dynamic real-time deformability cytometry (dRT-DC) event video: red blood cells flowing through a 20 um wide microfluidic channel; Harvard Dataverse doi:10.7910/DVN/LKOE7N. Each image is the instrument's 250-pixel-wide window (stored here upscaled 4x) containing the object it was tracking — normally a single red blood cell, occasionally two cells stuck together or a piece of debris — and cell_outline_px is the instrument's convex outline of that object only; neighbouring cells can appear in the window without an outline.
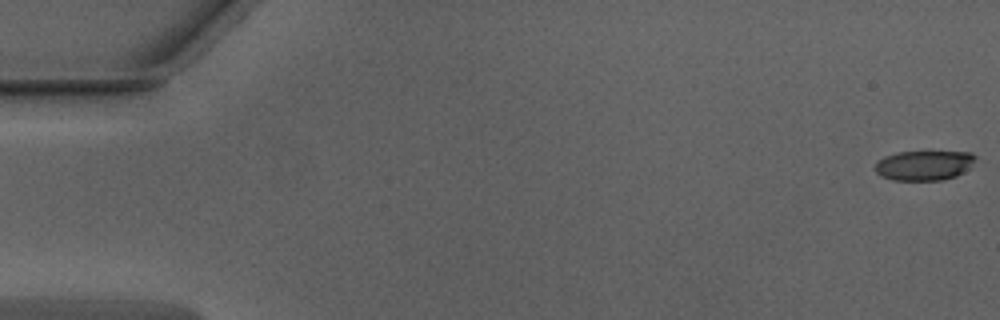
{"species": "Egyptian fruit bat (a non-hibernating species)", "species_latin": "Rousettus aegyptiacus", "temperature_condition": "warm", "stored_images_in_passage": 53, "camera_frame_rate_fps": 3000, "um_per_image_px": 0.085, "animal": {"sex": "male"}, "frame": {"image": 1, "passage_image": 1, "time_ms": 0.0, "image_size_px": [1000, 320], "cell_outline_px": [[976, 156], [972, 164], [964, 172], [956, 176], [940, 180], [892, 180], [880, 176], [876, 172], [876, 160], [884, 156], [896, 152], [972, 152]], "centroid_in_image_um": [78.52, 14.05], "position_along_channel_um": 6.5, "area_um2": 17.46}}
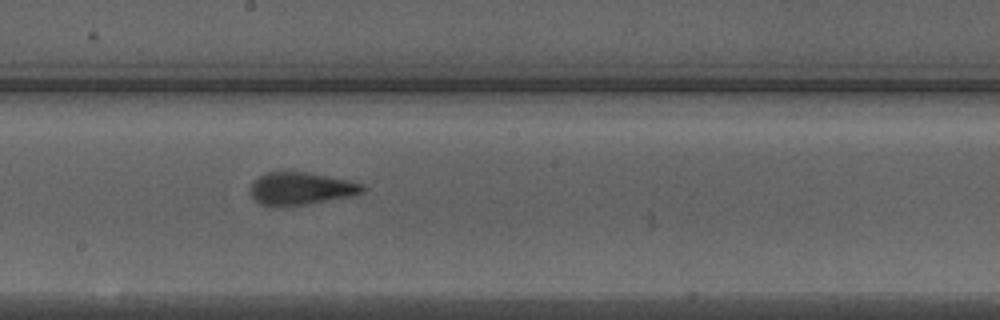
{"frame": {"image": 2, "passage_image": 29, "time_ms": 9.333, "image_size_px": [1000, 320], "cell_outline_px": [[364, 192], [352, 196], [304, 204], [276, 208], [272, 208], [260, 204], [252, 196], [252, 180], [264, 172], [308, 172], [348, 180], [364, 184]], "centroid_in_image_um": [25.55, 16.03], "position_along_channel_um": 222.7, "area_um2": 21.44}}
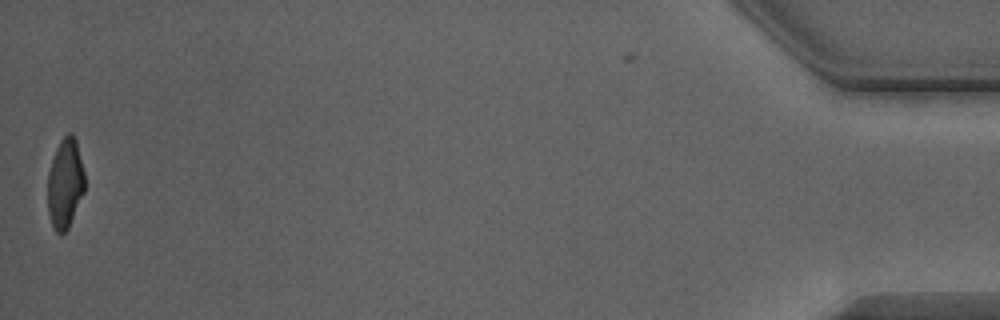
{"frame": {"image": 3, "passage_image": 52, "time_ms": 17.0, "image_size_px": [1000, 320], "cell_outline_px": [[84, 192], [68, 228], [60, 236], [56, 232], [52, 224], [48, 212], [48, 172], [56, 148], [60, 140], [68, 132], [72, 132], [76, 140], [84, 172]], "centroid_in_image_um": [5.53, 15.59], "position_along_channel_um": 429.7, "area_um2": 19.31}, "authors_computed_cell_mechanics": {"area_um2": 20.808, "velocity_mm_per_s": 4.0021, "shape_relaxation_time_tau1_ms": 4.1069, "shape_relaxation_time_tau2_ms": 1.3488, "deformation_change_tau1": 0.2053, "deformation_change_tau2": 0.1133}}